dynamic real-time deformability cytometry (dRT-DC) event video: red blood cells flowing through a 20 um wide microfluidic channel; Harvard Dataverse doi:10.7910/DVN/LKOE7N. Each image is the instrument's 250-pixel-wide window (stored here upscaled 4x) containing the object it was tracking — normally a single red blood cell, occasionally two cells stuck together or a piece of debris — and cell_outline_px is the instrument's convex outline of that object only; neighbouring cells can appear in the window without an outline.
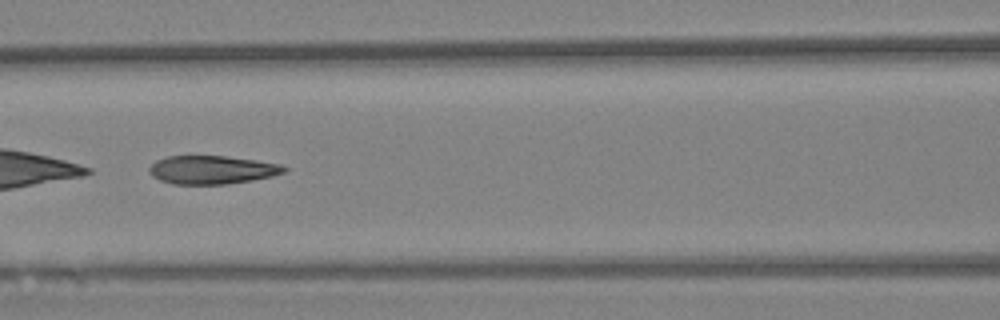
{"species": "Egyptian fruit bat (a non-hibernating species)", "species_latin": "Rousettus aegyptiacus", "temperature_condition": "warm", "stored_images_in_passage": 16, "camera_frame_rate_fps": 3000, "um_per_image_px": 0.085, "animal": {"sex": "female"}, "frame": {"image": 1, "passage_image": 10, "time_ms": 3.0, "image_size_px": [1000, 320], "cell_outline_px": [[288, 168], [284, 172], [272, 176], [252, 180], [228, 184], [172, 184], [160, 180], [152, 176], [148, 172], [148, 168], [156, 160], [168, 156], [224, 156], [256, 160], [280, 164]], "centroid_in_image_um": [17.99, 14.44], "position_along_channel_um": 148.6, "area_um2": 22.31}}